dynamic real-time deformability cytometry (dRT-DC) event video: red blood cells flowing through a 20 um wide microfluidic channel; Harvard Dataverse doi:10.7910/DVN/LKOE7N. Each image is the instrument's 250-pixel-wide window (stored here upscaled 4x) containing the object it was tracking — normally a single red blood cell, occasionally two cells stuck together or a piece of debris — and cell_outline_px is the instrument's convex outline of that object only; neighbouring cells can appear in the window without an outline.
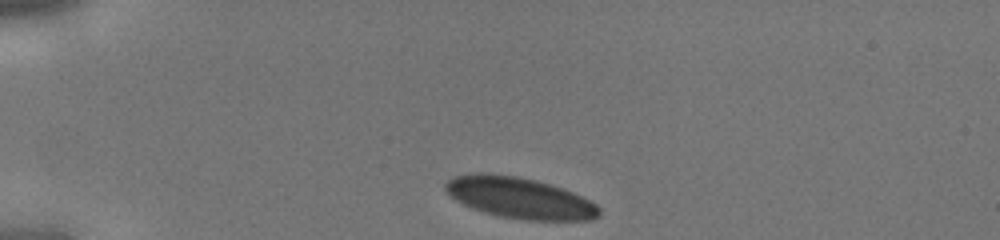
{"species": "human", "species_latin": "Homo sapiens", "temperature_condition": "cold", "stored_images_in_passage": 29, "camera_frame_rate_fps": 3000, "um_per_image_px": 0.085, "donor": {"sex": "male"}, "frame": {"image": 1, "passage_image": 1, "time_ms": 0.0, "image_size_px": [1000, 240], "cell_outline_px": [[600, 216], [592, 220], [528, 220], [500, 216], [484, 212], [472, 208], [456, 200], [444, 188], [444, 184], [448, 180], [456, 176], [476, 172], [484, 172], [516, 176], [536, 180], [572, 192], [596, 204], [600, 208]], "centroid_in_image_um": [44.16, 16.82], "position_along_channel_um": 40.8, "area_um2": 36.53}}
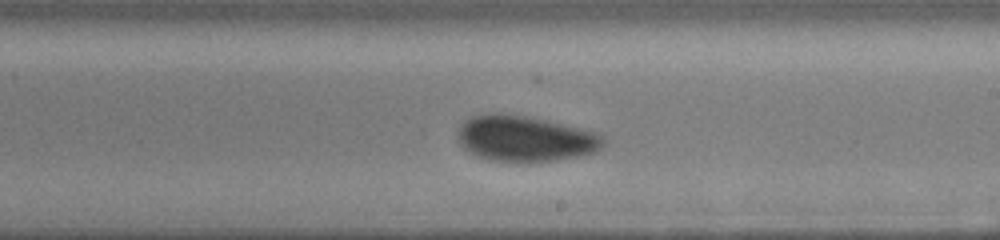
{"frame": {"image": 2, "passage_image": 17, "time_ms": 5.333, "image_size_px": [1000, 240], "cell_outline_px": [[604, 144], [596, 152], [584, 156], [532, 164], [520, 164], [488, 160], [476, 156], [468, 152], [460, 144], [456, 132], [456, 128], [468, 116], [484, 112], [500, 112], [548, 120], [600, 132], [604, 136]], "centroid_in_image_um": [44.61, 11.8], "position_along_channel_um": 244.4, "area_um2": 40.69}}
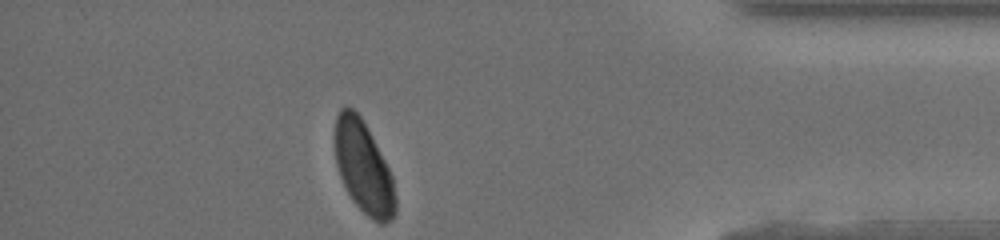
{"frame": {"image": 3, "passage_image": 29, "time_ms": 9.333, "image_size_px": [1000, 240], "cell_outline_px": [[396, 212], [392, 220], [384, 224], [380, 224], [368, 216], [352, 200], [340, 176], [336, 164], [336, 116], [340, 108], [352, 108], [360, 116], [384, 160], [392, 176], [396, 196]], "centroid_in_image_um": [30.92, 14.29], "position_along_channel_um": 404.3, "area_um2": 31.79}}